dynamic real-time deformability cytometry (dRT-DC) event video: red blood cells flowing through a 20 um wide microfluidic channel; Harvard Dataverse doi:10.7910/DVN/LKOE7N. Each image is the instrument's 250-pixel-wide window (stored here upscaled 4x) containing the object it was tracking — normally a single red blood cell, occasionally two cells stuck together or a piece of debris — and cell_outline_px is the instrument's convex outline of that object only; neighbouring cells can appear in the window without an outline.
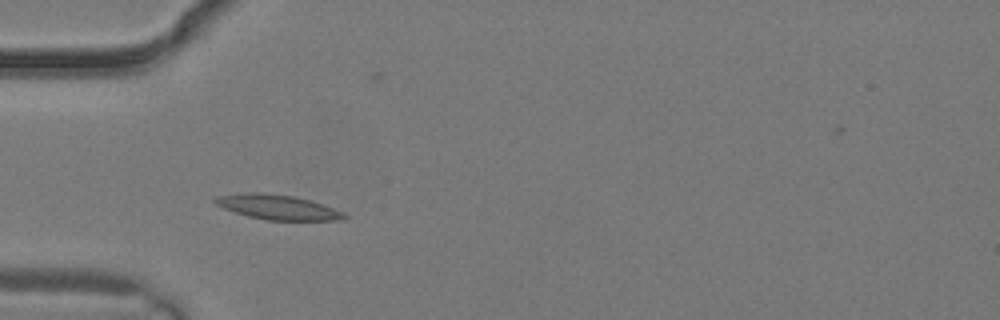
{"species": "common noctule bat (a hibernating species)", "species_latin": "Nyctalus noctula", "temperature_condition": "warm", "stored_images_in_passage": 1, "camera_frame_rate_fps": 3000, "um_per_image_px": 0.085, "animal": {"sex": "male", "body_mass_g": 19.2, "forearm_length_mm": 51.8}, "frame": {"image": 1, "passage_image": 1, "time_ms": 0.0, "image_size_px": [1000, 320], "cell_outline_px": [[348, 216], [336, 220], [268, 220], [248, 216], [224, 208], [216, 204], [212, 200], [216, 196], [244, 192], [264, 192], [292, 196], [308, 200], [344, 212]], "centroid_in_image_um": [23.53, 17.59], "position_along_channel_um": 61.5, "area_um2": 18.38}}